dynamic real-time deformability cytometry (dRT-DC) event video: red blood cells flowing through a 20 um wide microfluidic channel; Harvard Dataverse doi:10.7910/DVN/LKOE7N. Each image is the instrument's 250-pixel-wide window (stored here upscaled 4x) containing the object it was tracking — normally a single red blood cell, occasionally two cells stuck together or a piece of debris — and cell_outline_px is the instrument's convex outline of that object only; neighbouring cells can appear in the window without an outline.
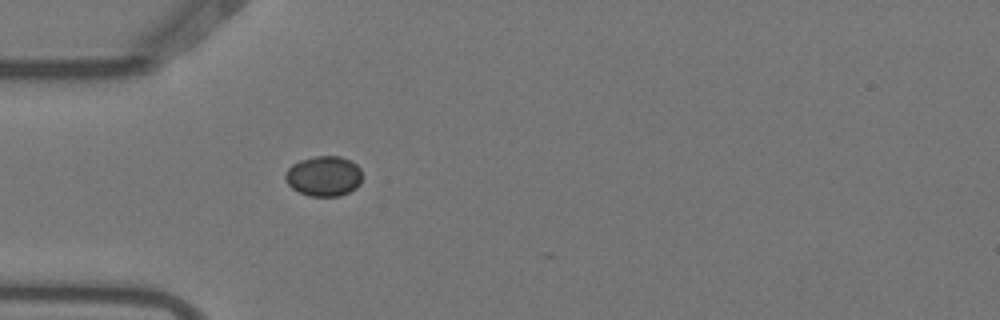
{"species": "Egyptian fruit bat (a non-hibernating species)", "species_latin": "Rousettus aegyptiacus", "temperature_condition": "warm", "stored_images_in_passage": 1, "camera_frame_rate_fps": 3000, "um_per_image_px": 0.085, "animal": {"sex": "female"}, "frame": {"image": 1, "passage_image": 1, "time_ms": 0.0, "image_size_px": [1000, 320], "cell_outline_px": [[360, 184], [356, 188], [340, 196], [308, 196], [292, 188], [288, 184], [284, 176], [288, 168], [292, 164], [300, 160], [316, 156], [340, 156], [356, 164], [360, 168]], "centroid_in_image_um": [27.51, 14.97], "position_along_channel_um": 57.5, "area_um2": 17.92}}